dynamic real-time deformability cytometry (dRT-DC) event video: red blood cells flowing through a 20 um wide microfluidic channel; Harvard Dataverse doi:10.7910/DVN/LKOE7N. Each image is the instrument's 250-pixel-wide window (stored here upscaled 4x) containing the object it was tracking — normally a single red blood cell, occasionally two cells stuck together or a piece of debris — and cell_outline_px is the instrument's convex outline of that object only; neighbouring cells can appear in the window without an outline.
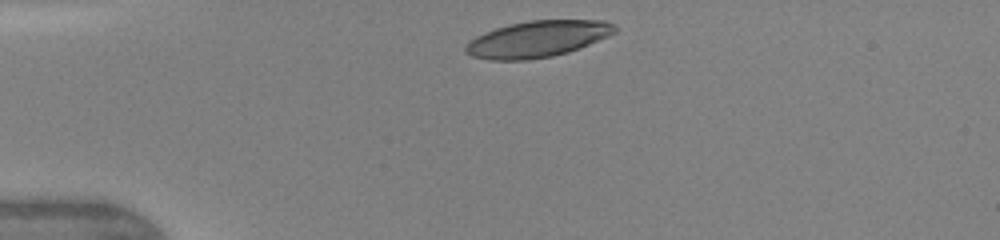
{"species": "human", "species_latin": "Homo sapiens", "temperature_condition": "warm", "stored_images_in_passage": 8, "camera_frame_rate_fps": 3000, "um_per_image_px": 0.085, "donor": {"sex": "female"}, "frame": {"image": 1, "passage_image": 1, "time_ms": 0.0, "image_size_px": [1000, 240], "cell_outline_px": [[616, 32], [608, 36], [568, 52], [552, 56], [528, 60], [488, 60], [472, 56], [464, 52], [464, 48], [476, 36], [484, 32], [496, 28], [528, 20], [604, 20], [612, 24], [616, 28]], "centroid_in_image_um": [45.67, 3.32], "position_along_channel_um": 39.3, "area_um2": 31.39}}
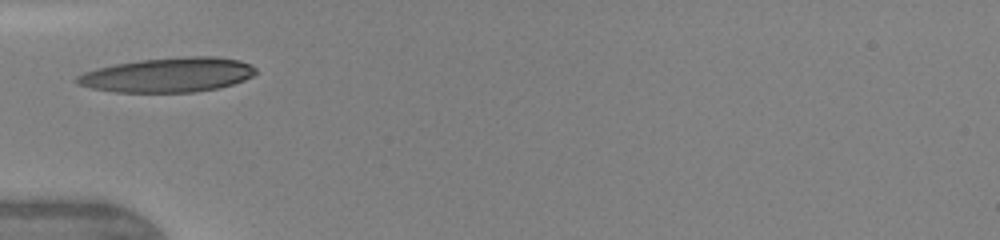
{"frame": {"image": 2, "passage_image": 5, "time_ms": 1.667, "image_size_px": [1000, 240], "cell_outline_px": [[256, 72], [252, 76], [244, 80], [220, 88], [192, 92], [112, 92], [92, 88], [76, 84], [72, 80], [76, 76], [84, 72], [96, 68], [116, 64], [140, 60], [184, 56], [212, 56], [240, 60], [252, 64], [256, 68]], "centroid_in_image_um": [14.26, 6.36], "position_along_channel_um": 70.7, "area_um2": 36.24}}